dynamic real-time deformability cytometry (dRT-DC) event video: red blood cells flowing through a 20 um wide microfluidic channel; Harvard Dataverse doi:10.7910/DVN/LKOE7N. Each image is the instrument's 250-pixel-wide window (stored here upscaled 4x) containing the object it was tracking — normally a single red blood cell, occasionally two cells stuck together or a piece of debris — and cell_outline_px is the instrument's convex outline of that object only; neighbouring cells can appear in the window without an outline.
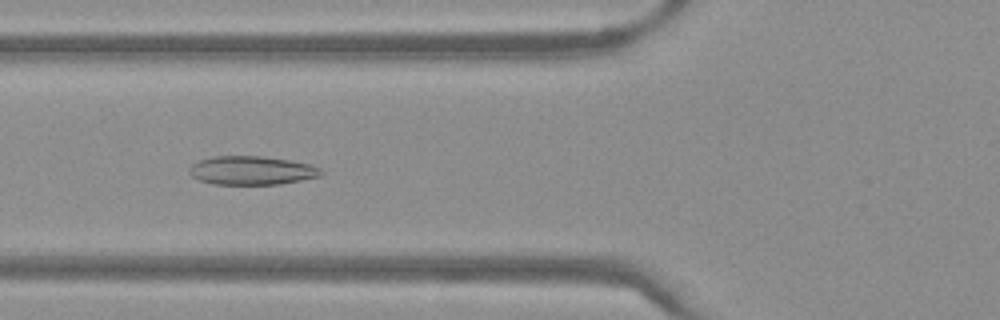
{"species": "Egyptian fruit bat (a non-hibernating species)", "species_latin": "Rousettus aegyptiacus", "temperature_condition": "warm", "stored_images_in_passage": 34, "camera_frame_rate_fps": 3000, "um_per_image_px": 0.085, "frame": {"image": 1, "passage_image": 11, "time_ms": 3.333, "image_size_px": [1000, 320], "cell_outline_px": [[324, 172], [320, 176], [280, 184], [212, 184], [200, 180], [192, 176], [188, 172], [188, 168], [192, 164], [200, 160], [212, 156], [264, 156], [312, 164], [320, 168]], "centroid_in_image_um": [21.39, 14.48], "position_along_channel_um": 104.4, "area_um2": 22.08}}
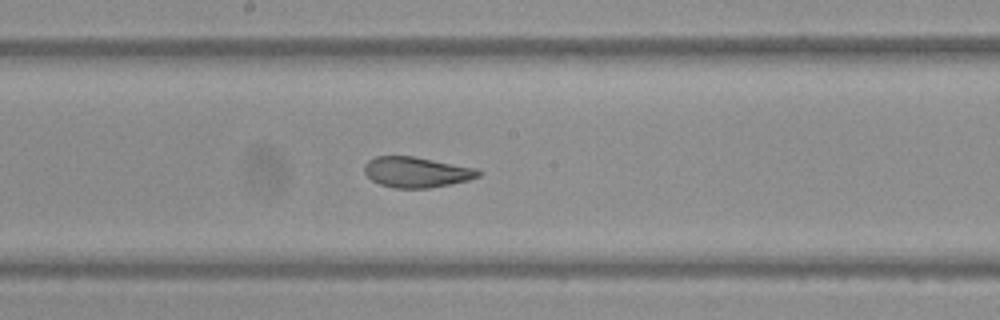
{"frame": {"image": 2, "passage_image": 19, "time_ms": 6.0, "image_size_px": [1000, 320], "cell_outline_px": [[484, 172], [480, 176], [468, 180], [452, 184], [428, 188], [396, 188], [380, 184], [372, 180], [364, 172], [364, 164], [368, 160], [376, 156], [412, 156], [476, 168]], "centroid_in_image_um": [35.42, 14.63], "position_along_channel_um": 212.8, "area_um2": 20.29}}
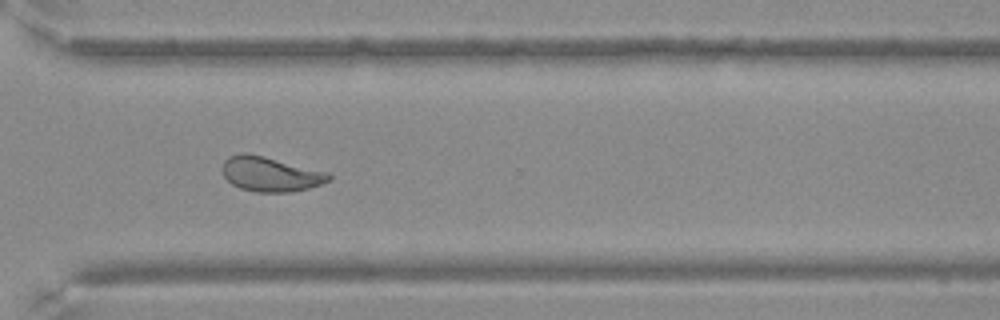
{"frame": {"image": 3, "passage_image": 29, "time_ms": 9.333, "image_size_px": [1000, 320], "cell_outline_px": [[332, 180], [308, 188], [292, 192], [256, 192], [240, 188], [232, 184], [224, 176], [220, 168], [224, 160], [228, 156], [240, 152], [248, 152], [328, 172], [332, 176]], "centroid_in_image_um": [22.95, 14.78], "position_along_channel_um": 347.6, "area_um2": 21.79}}